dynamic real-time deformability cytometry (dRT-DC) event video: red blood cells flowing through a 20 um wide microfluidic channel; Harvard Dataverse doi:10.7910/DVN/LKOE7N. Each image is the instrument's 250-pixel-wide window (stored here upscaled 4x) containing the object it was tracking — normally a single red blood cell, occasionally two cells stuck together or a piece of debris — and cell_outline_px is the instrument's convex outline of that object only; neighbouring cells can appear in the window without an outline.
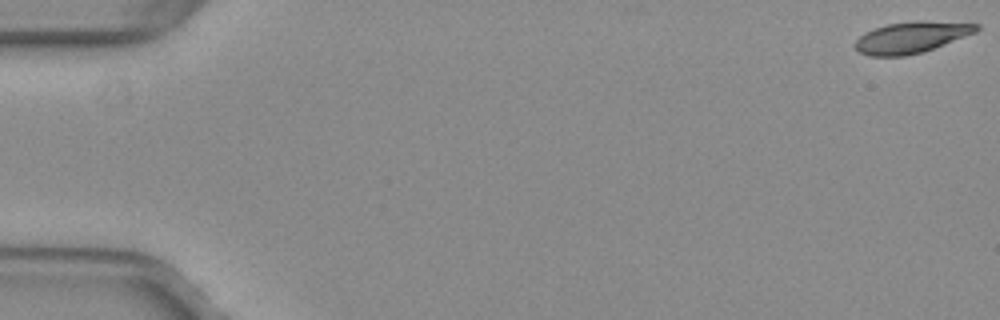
{"species": "common noctule bat (a hibernating species)", "species_latin": "Nyctalus noctula", "temperature_condition": "warm", "stored_images_in_passage": 8, "camera_frame_rate_fps": 3000, "um_per_image_px": 0.085, "animal": {"sex": "female", "body_mass_g": 29.2, "forearm_length_mm": 56.3}, "frame": {"image": 1, "passage_image": 1, "time_ms": 0.0, "image_size_px": [1000, 320], "cell_outline_px": [[980, 28], [976, 32], [924, 52], [904, 56], [868, 56], [860, 52], [856, 48], [856, 40], [864, 32], [888, 24], [912, 20], [920, 20], [980, 24]], "centroid_in_image_um": [77.48, 3.17], "position_along_channel_um": 7.5, "area_um2": 22.14}}